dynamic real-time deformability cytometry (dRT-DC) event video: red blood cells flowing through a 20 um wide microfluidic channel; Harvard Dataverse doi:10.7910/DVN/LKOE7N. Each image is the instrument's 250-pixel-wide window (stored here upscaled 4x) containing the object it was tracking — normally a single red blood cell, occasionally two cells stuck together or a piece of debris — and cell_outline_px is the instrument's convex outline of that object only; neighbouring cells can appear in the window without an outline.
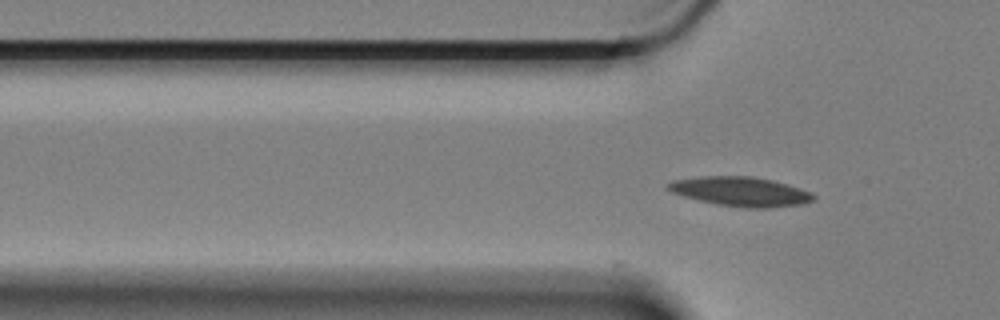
{"species": "Egyptian fruit bat (a non-hibernating species)", "species_latin": "Rousettus aegyptiacus", "temperature_condition": "cold", "stored_images_in_passage": 10, "camera_frame_rate_fps": 3000, "um_per_image_px": 0.085, "animal": {"sex": "female"}, "frame": {"image": 1, "passage_image": 10, "time_ms": 3.0, "image_size_px": [1000, 320], "cell_outline_px": [[816, 200], [800, 204], [768, 208], [744, 208], [716, 204], [684, 196], [672, 192], [664, 188], [664, 184], [672, 180], [700, 176], [752, 176], [772, 180], [812, 192], [816, 196]], "centroid_in_image_um": [62.92, 16.28], "position_along_channel_um": 62.9, "area_um2": 25.03}}